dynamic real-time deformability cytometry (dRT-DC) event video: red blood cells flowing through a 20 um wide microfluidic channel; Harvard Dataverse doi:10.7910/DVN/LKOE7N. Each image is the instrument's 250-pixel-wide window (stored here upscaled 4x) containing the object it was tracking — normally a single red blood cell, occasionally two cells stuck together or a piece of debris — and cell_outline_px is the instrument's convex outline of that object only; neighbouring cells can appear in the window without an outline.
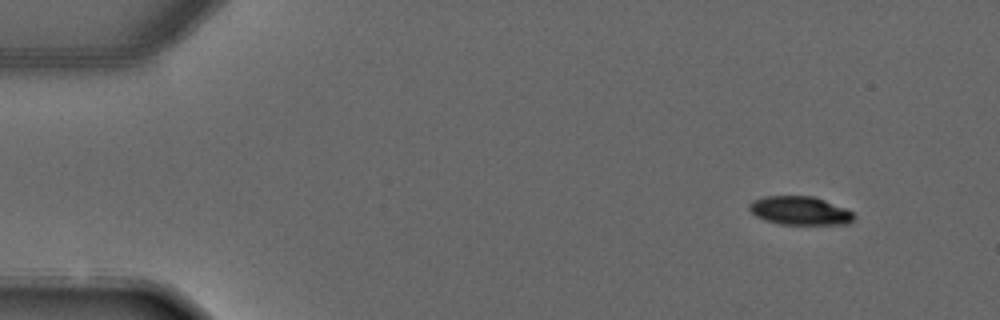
{"species": "common noctule bat (a hibernating species)", "species_latin": "Nyctalus noctula", "temperature_condition": "warm", "stored_images_in_passage": 3, "camera_frame_rate_fps": 3000, "um_per_image_px": 0.085, "animal": {"sex": "male", "forearm_length_mm": 52.5}, "frame": {"image": 1, "passage_image": 1, "time_ms": 0.0, "image_size_px": [1000, 320], "cell_outline_px": [[856, 216], [848, 224], [780, 224], [764, 220], [756, 216], [748, 208], [748, 204], [752, 200], [764, 196], [812, 196], [824, 200], [844, 208], [852, 212]], "centroid_in_image_um": [67.95, 17.9], "position_along_channel_um": 17.0, "area_um2": 17.34}}